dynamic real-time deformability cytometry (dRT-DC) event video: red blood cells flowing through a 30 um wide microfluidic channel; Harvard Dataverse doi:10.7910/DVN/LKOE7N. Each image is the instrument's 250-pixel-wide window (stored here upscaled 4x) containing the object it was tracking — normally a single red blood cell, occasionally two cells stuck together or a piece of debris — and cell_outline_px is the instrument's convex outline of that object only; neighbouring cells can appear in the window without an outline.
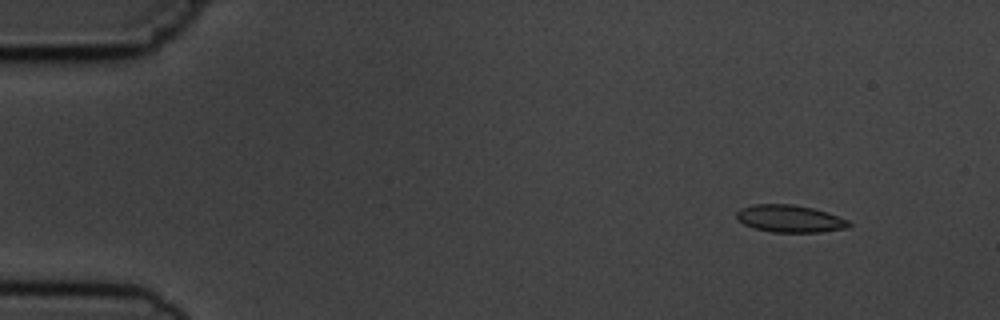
{"species": "common noctule bat (a hibernating species)", "species_latin": "Nyctalus noctula", "temperature_condition": "cold", "stored_images_in_passage": 4, "camera_frame_rate_fps": 3000, "um_per_image_px": 0.085, "animal": {"sex": "male", "body_mass_g": 19.5, "forearm_length_mm": 54.6}, "frame": {"image": 1, "passage_image": 2, "time_ms": 1.0, "image_size_px": [1000, 320], "cell_outline_px": [[852, 224], [848, 228], [820, 232], [772, 232], [756, 228], [744, 224], [736, 216], [736, 212], [740, 208], [752, 204], [792, 204], [812, 208], [828, 212], [848, 220]], "centroid_in_image_um": [67.16, 18.58], "position_along_channel_um": 17.8, "area_um2": 17.86}}
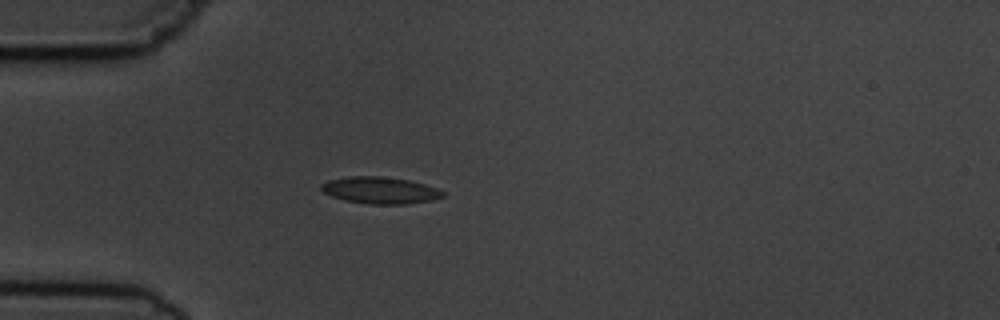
{"frame": {"image": 2, "passage_image": 4, "time_ms": 4.333, "image_size_px": [1000, 320], "cell_outline_px": [[444, 196], [432, 200], [408, 204], [368, 204], [344, 200], [332, 196], [324, 192], [320, 188], [320, 184], [328, 180], [348, 176], [380, 176], [408, 180], [424, 184], [436, 188], [444, 192]], "centroid_in_image_um": [32.29, 16.17], "position_along_channel_um": 52.7, "area_um2": 18.96}}